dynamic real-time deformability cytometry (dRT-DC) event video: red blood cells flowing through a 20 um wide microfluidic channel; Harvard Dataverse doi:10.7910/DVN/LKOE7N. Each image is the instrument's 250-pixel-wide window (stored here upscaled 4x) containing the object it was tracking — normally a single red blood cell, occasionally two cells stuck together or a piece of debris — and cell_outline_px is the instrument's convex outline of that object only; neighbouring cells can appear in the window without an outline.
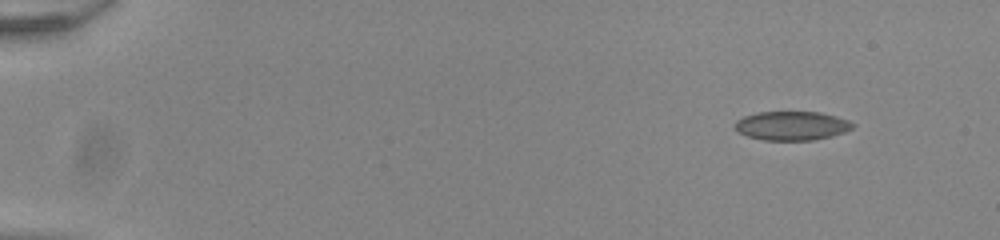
{"species": "common noctule bat (a hibernating species)", "species_latin": "Nyctalus noctula", "temperature_condition": "room temperature", "stored_images_in_passage": 50, "camera_frame_rate_fps": 3000, "um_per_image_px": 0.085, "animal": {"sex": "male", "body_mass_g": 20.0, "forearm_length_mm": 53.3}, "frame": {"image": 1, "passage_image": 1, "time_ms": 0.0, "image_size_px": [1000, 240], "cell_outline_px": [[856, 124], [852, 128], [844, 132], [832, 136], [812, 140], [764, 140], [748, 136], [736, 132], [736, 120], [744, 116], [756, 112], [820, 112], [836, 116], [848, 120]], "centroid_in_image_um": [67.31, 10.68], "position_along_channel_um": 17.7, "area_um2": 19.88}}
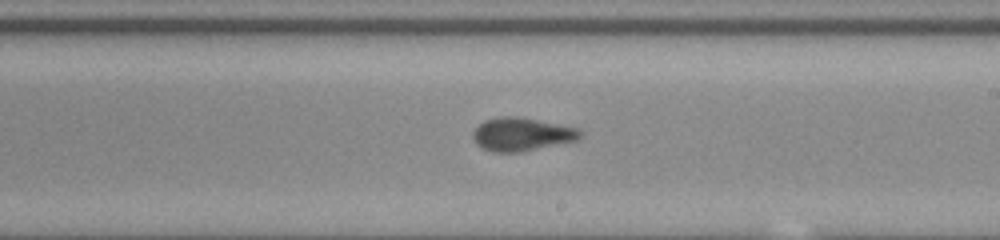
{"frame": {"image": 2, "passage_image": 29, "time_ms": 9.333, "image_size_px": [1000, 240], "cell_outline_px": [[584, 136], [576, 140], [520, 152], [492, 152], [480, 148], [476, 144], [472, 136], [472, 132], [484, 120], [500, 116], [520, 116], [580, 128], [584, 132]], "centroid_in_image_um": [44.36, 11.4], "position_along_channel_um": 244.6, "area_um2": 21.1}}
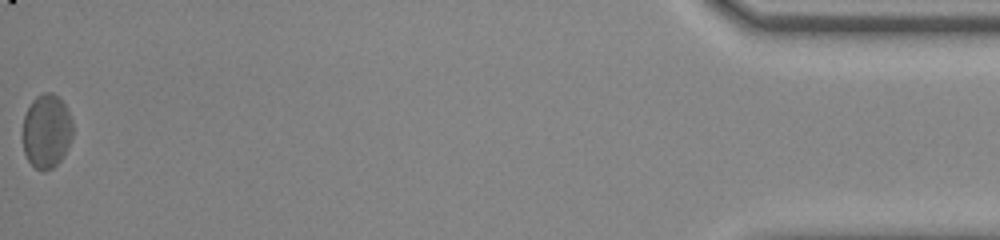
{"frame": {"image": 3, "passage_image": 50, "time_ms": 16.333, "image_size_px": [1000, 240], "cell_outline_px": [[72, 136], [60, 160], [52, 168], [44, 172], [36, 168], [28, 160], [24, 152], [20, 136], [20, 132], [24, 116], [32, 100], [36, 96], [44, 92], [52, 92], [64, 104], [72, 120]], "centroid_in_image_um": [3.9, 11.15], "position_along_channel_um": 431.3, "area_um2": 21.73}, "authors_computed_cell_mechanics": {"area_um2": 20.6346, "velocity_mm_per_s": 3.8786, "shape_relaxation_time_tau1_ms": null, "shape_relaxation_time_tau2_ms": 1.397, "deformation_change_tau1": null, "deformation_change_tau2": 0.0648}}